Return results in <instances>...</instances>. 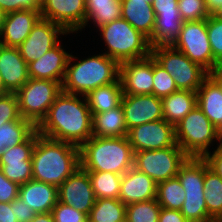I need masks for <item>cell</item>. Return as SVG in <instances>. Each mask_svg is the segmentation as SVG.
<instances>
[{"instance_id":"cell-46","label":"cell","mask_w":222,"mask_h":222,"mask_svg":"<svg viewBox=\"0 0 222 222\" xmlns=\"http://www.w3.org/2000/svg\"><path fill=\"white\" fill-rule=\"evenodd\" d=\"M151 4L156 16L158 14L179 13L178 0H153Z\"/></svg>"},{"instance_id":"cell-30","label":"cell","mask_w":222,"mask_h":222,"mask_svg":"<svg viewBox=\"0 0 222 222\" xmlns=\"http://www.w3.org/2000/svg\"><path fill=\"white\" fill-rule=\"evenodd\" d=\"M183 22L180 13L158 14L152 34V47L172 45L179 37Z\"/></svg>"},{"instance_id":"cell-5","label":"cell","mask_w":222,"mask_h":222,"mask_svg":"<svg viewBox=\"0 0 222 222\" xmlns=\"http://www.w3.org/2000/svg\"><path fill=\"white\" fill-rule=\"evenodd\" d=\"M97 31L106 46L104 54L119 64L151 55L149 39L123 18L105 24Z\"/></svg>"},{"instance_id":"cell-37","label":"cell","mask_w":222,"mask_h":222,"mask_svg":"<svg viewBox=\"0 0 222 222\" xmlns=\"http://www.w3.org/2000/svg\"><path fill=\"white\" fill-rule=\"evenodd\" d=\"M153 76V95L156 97L162 99L178 91L172 76L163 69L154 58Z\"/></svg>"},{"instance_id":"cell-54","label":"cell","mask_w":222,"mask_h":222,"mask_svg":"<svg viewBox=\"0 0 222 222\" xmlns=\"http://www.w3.org/2000/svg\"><path fill=\"white\" fill-rule=\"evenodd\" d=\"M5 93H8V92L4 88V84H3L1 74H0V95L5 94Z\"/></svg>"},{"instance_id":"cell-11","label":"cell","mask_w":222,"mask_h":222,"mask_svg":"<svg viewBox=\"0 0 222 222\" xmlns=\"http://www.w3.org/2000/svg\"><path fill=\"white\" fill-rule=\"evenodd\" d=\"M192 62L199 64L208 73L219 65L214 61L207 33V19L183 22L179 37L172 44Z\"/></svg>"},{"instance_id":"cell-23","label":"cell","mask_w":222,"mask_h":222,"mask_svg":"<svg viewBox=\"0 0 222 222\" xmlns=\"http://www.w3.org/2000/svg\"><path fill=\"white\" fill-rule=\"evenodd\" d=\"M18 197L35 213H48L58 202V187L31 179L19 185Z\"/></svg>"},{"instance_id":"cell-17","label":"cell","mask_w":222,"mask_h":222,"mask_svg":"<svg viewBox=\"0 0 222 222\" xmlns=\"http://www.w3.org/2000/svg\"><path fill=\"white\" fill-rule=\"evenodd\" d=\"M153 57L120 63L119 80L123 95L153 94Z\"/></svg>"},{"instance_id":"cell-36","label":"cell","mask_w":222,"mask_h":222,"mask_svg":"<svg viewBox=\"0 0 222 222\" xmlns=\"http://www.w3.org/2000/svg\"><path fill=\"white\" fill-rule=\"evenodd\" d=\"M160 210L157 199L126 205L125 222H158Z\"/></svg>"},{"instance_id":"cell-20","label":"cell","mask_w":222,"mask_h":222,"mask_svg":"<svg viewBox=\"0 0 222 222\" xmlns=\"http://www.w3.org/2000/svg\"><path fill=\"white\" fill-rule=\"evenodd\" d=\"M0 74L8 93H16L29 80L28 64L18 47L0 44Z\"/></svg>"},{"instance_id":"cell-41","label":"cell","mask_w":222,"mask_h":222,"mask_svg":"<svg viewBox=\"0 0 222 222\" xmlns=\"http://www.w3.org/2000/svg\"><path fill=\"white\" fill-rule=\"evenodd\" d=\"M55 222H88V216L70 205L61 202L52 209Z\"/></svg>"},{"instance_id":"cell-31","label":"cell","mask_w":222,"mask_h":222,"mask_svg":"<svg viewBox=\"0 0 222 222\" xmlns=\"http://www.w3.org/2000/svg\"><path fill=\"white\" fill-rule=\"evenodd\" d=\"M37 127L29 120L20 117L0 126V156L6 150L26 141Z\"/></svg>"},{"instance_id":"cell-50","label":"cell","mask_w":222,"mask_h":222,"mask_svg":"<svg viewBox=\"0 0 222 222\" xmlns=\"http://www.w3.org/2000/svg\"><path fill=\"white\" fill-rule=\"evenodd\" d=\"M30 222H55L52 212L38 213Z\"/></svg>"},{"instance_id":"cell-55","label":"cell","mask_w":222,"mask_h":222,"mask_svg":"<svg viewBox=\"0 0 222 222\" xmlns=\"http://www.w3.org/2000/svg\"><path fill=\"white\" fill-rule=\"evenodd\" d=\"M219 145L220 147H222V127L219 129Z\"/></svg>"},{"instance_id":"cell-18","label":"cell","mask_w":222,"mask_h":222,"mask_svg":"<svg viewBox=\"0 0 222 222\" xmlns=\"http://www.w3.org/2000/svg\"><path fill=\"white\" fill-rule=\"evenodd\" d=\"M121 105L128 131L141 124L164 119L162 100L153 94L123 95Z\"/></svg>"},{"instance_id":"cell-21","label":"cell","mask_w":222,"mask_h":222,"mask_svg":"<svg viewBox=\"0 0 222 222\" xmlns=\"http://www.w3.org/2000/svg\"><path fill=\"white\" fill-rule=\"evenodd\" d=\"M41 18L37 10H18L6 14L0 35V44L7 47H19Z\"/></svg>"},{"instance_id":"cell-1","label":"cell","mask_w":222,"mask_h":222,"mask_svg":"<svg viewBox=\"0 0 222 222\" xmlns=\"http://www.w3.org/2000/svg\"><path fill=\"white\" fill-rule=\"evenodd\" d=\"M92 122L86 97L62 91L37 126V131L47 138L81 147L92 137Z\"/></svg>"},{"instance_id":"cell-51","label":"cell","mask_w":222,"mask_h":222,"mask_svg":"<svg viewBox=\"0 0 222 222\" xmlns=\"http://www.w3.org/2000/svg\"><path fill=\"white\" fill-rule=\"evenodd\" d=\"M206 8L210 15H212L218 8L222 6V0H205Z\"/></svg>"},{"instance_id":"cell-12","label":"cell","mask_w":222,"mask_h":222,"mask_svg":"<svg viewBox=\"0 0 222 222\" xmlns=\"http://www.w3.org/2000/svg\"><path fill=\"white\" fill-rule=\"evenodd\" d=\"M127 137L134 152L178 146L175 137V126L165 119L131 128Z\"/></svg>"},{"instance_id":"cell-25","label":"cell","mask_w":222,"mask_h":222,"mask_svg":"<svg viewBox=\"0 0 222 222\" xmlns=\"http://www.w3.org/2000/svg\"><path fill=\"white\" fill-rule=\"evenodd\" d=\"M197 106L218 130L222 127V92L209 76L197 90Z\"/></svg>"},{"instance_id":"cell-40","label":"cell","mask_w":222,"mask_h":222,"mask_svg":"<svg viewBox=\"0 0 222 222\" xmlns=\"http://www.w3.org/2000/svg\"><path fill=\"white\" fill-rule=\"evenodd\" d=\"M18 100L15 93L0 95V126L20 118Z\"/></svg>"},{"instance_id":"cell-16","label":"cell","mask_w":222,"mask_h":222,"mask_svg":"<svg viewBox=\"0 0 222 222\" xmlns=\"http://www.w3.org/2000/svg\"><path fill=\"white\" fill-rule=\"evenodd\" d=\"M95 200L88 172L81 166L58 187V202L70 205L87 216Z\"/></svg>"},{"instance_id":"cell-34","label":"cell","mask_w":222,"mask_h":222,"mask_svg":"<svg viewBox=\"0 0 222 222\" xmlns=\"http://www.w3.org/2000/svg\"><path fill=\"white\" fill-rule=\"evenodd\" d=\"M96 199H119L122 175L112 172L87 171Z\"/></svg>"},{"instance_id":"cell-44","label":"cell","mask_w":222,"mask_h":222,"mask_svg":"<svg viewBox=\"0 0 222 222\" xmlns=\"http://www.w3.org/2000/svg\"><path fill=\"white\" fill-rule=\"evenodd\" d=\"M203 158L207 161L209 168L222 179V147L217 145L212 153L209 151Z\"/></svg>"},{"instance_id":"cell-47","label":"cell","mask_w":222,"mask_h":222,"mask_svg":"<svg viewBox=\"0 0 222 222\" xmlns=\"http://www.w3.org/2000/svg\"><path fill=\"white\" fill-rule=\"evenodd\" d=\"M158 222H189L179 210L162 208Z\"/></svg>"},{"instance_id":"cell-53","label":"cell","mask_w":222,"mask_h":222,"mask_svg":"<svg viewBox=\"0 0 222 222\" xmlns=\"http://www.w3.org/2000/svg\"><path fill=\"white\" fill-rule=\"evenodd\" d=\"M212 15L217 19L222 20V6L218 8Z\"/></svg>"},{"instance_id":"cell-13","label":"cell","mask_w":222,"mask_h":222,"mask_svg":"<svg viewBox=\"0 0 222 222\" xmlns=\"http://www.w3.org/2000/svg\"><path fill=\"white\" fill-rule=\"evenodd\" d=\"M60 35H68V33L60 25L40 18L27 38L18 47L22 58L27 64L39 59L61 42Z\"/></svg>"},{"instance_id":"cell-27","label":"cell","mask_w":222,"mask_h":222,"mask_svg":"<svg viewBox=\"0 0 222 222\" xmlns=\"http://www.w3.org/2000/svg\"><path fill=\"white\" fill-rule=\"evenodd\" d=\"M161 100L164 119L168 123L176 126L197 106V92L178 90Z\"/></svg>"},{"instance_id":"cell-22","label":"cell","mask_w":222,"mask_h":222,"mask_svg":"<svg viewBox=\"0 0 222 222\" xmlns=\"http://www.w3.org/2000/svg\"><path fill=\"white\" fill-rule=\"evenodd\" d=\"M157 183L147 174L132 167L122 175L119 199L125 204L156 199Z\"/></svg>"},{"instance_id":"cell-19","label":"cell","mask_w":222,"mask_h":222,"mask_svg":"<svg viewBox=\"0 0 222 222\" xmlns=\"http://www.w3.org/2000/svg\"><path fill=\"white\" fill-rule=\"evenodd\" d=\"M70 55L62 42H59L39 59L28 64L29 78L47 79L62 84Z\"/></svg>"},{"instance_id":"cell-42","label":"cell","mask_w":222,"mask_h":222,"mask_svg":"<svg viewBox=\"0 0 222 222\" xmlns=\"http://www.w3.org/2000/svg\"><path fill=\"white\" fill-rule=\"evenodd\" d=\"M42 0H0V9L6 14L18 10L41 11Z\"/></svg>"},{"instance_id":"cell-2","label":"cell","mask_w":222,"mask_h":222,"mask_svg":"<svg viewBox=\"0 0 222 222\" xmlns=\"http://www.w3.org/2000/svg\"><path fill=\"white\" fill-rule=\"evenodd\" d=\"M32 179L59 187L79 166L80 147L42 136L36 130Z\"/></svg>"},{"instance_id":"cell-26","label":"cell","mask_w":222,"mask_h":222,"mask_svg":"<svg viewBox=\"0 0 222 222\" xmlns=\"http://www.w3.org/2000/svg\"><path fill=\"white\" fill-rule=\"evenodd\" d=\"M93 137H124L127 136L124 111L122 105L102 113L92 114Z\"/></svg>"},{"instance_id":"cell-7","label":"cell","mask_w":222,"mask_h":222,"mask_svg":"<svg viewBox=\"0 0 222 222\" xmlns=\"http://www.w3.org/2000/svg\"><path fill=\"white\" fill-rule=\"evenodd\" d=\"M175 137L189 157H204L213 142L219 141V130L196 106L175 126Z\"/></svg>"},{"instance_id":"cell-28","label":"cell","mask_w":222,"mask_h":222,"mask_svg":"<svg viewBox=\"0 0 222 222\" xmlns=\"http://www.w3.org/2000/svg\"><path fill=\"white\" fill-rule=\"evenodd\" d=\"M123 89L118 79L116 82L100 86L90 91L85 97L92 114L109 111L121 104Z\"/></svg>"},{"instance_id":"cell-29","label":"cell","mask_w":222,"mask_h":222,"mask_svg":"<svg viewBox=\"0 0 222 222\" xmlns=\"http://www.w3.org/2000/svg\"><path fill=\"white\" fill-rule=\"evenodd\" d=\"M85 27L92 22L96 28L121 18V0H85Z\"/></svg>"},{"instance_id":"cell-48","label":"cell","mask_w":222,"mask_h":222,"mask_svg":"<svg viewBox=\"0 0 222 222\" xmlns=\"http://www.w3.org/2000/svg\"><path fill=\"white\" fill-rule=\"evenodd\" d=\"M0 222H17L15 200L11 203L0 202Z\"/></svg>"},{"instance_id":"cell-15","label":"cell","mask_w":222,"mask_h":222,"mask_svg":"<svg viewBox=\"0 0 222 222\" xmlns=\"http://www.w3.org/2000/svg\"><path fill=\"white\" fill-rule=\"evenodd\" d=\"M36 143V131L24 142L6 150L0 156V169L12 182L25 184L32 179V152Z\"/></svg>"},{"instance_id":"cell-3","label":"cell","mask_w":222,"mask_h":222,"mask_svg":"<svg viewBox=\"0 0 222 222\" xmlns=\"http://www.w3.org/2000/svg\"><path fill=\"white\" fill-rule=\"evenodd\" d=\"M76 58L71 53L62 82L65 93L86 96L90 91L119 79L120 64L104 53L79 61H75Z\"/></svg>"},{"instance_id":"cell-32","label":"cell","mask_w":222,"mask_h":222,"mask_svg":"<svg viewBox=\"0 0 222 222\" xmlns=\"http://www.w3.org/2000/svg\"><path fill=\"white\" fill-rule=\"evenodd\" d=\"M126 205L120 199L100 198L88 216V222H125Z\"/></svg>"},{"instance_id":"cell-56","label":"cell","mask_w":222,"mask_h":222,"mask_svg":"<svg viewBox=\"0 0 222 222\" xmlns=\"http://www.w3.org/2000/svg\"><path fill=\"white\" fill-rule=\"evenodd\" d=\"M145 2L152 3L153 0H144Z\"/></svg>"},{"instance_id":"cell-52","label":"cell","mask_w":222,"mask_h":222,"mask_svg":"<svg viewBox=\"0 0 222 222\" xmlns=\"http://www.w3.org/2000/svg\"><path fill=\"white\" fill-rule=\"evenodd\" d=\"M5 17H6V13L0 9V35H1L2 29H3Z\"/></svg>"},{"instance_id":"cell-43","label":"cell","mask_w":222,"mask_h":222,"mask_svg":"<svg viewBox=\"0 0 222 222\" xmlns=\"http://www.w3.org/2000/svg\"><path fill=\"white\" fill-rule=\"evenodd\" d=\"M19 185L10 181L0 169V202L11 203L18 197Z\"/></svg>"},{"instance_id":"cell-10","label":"cell","mask_w":222,"mask_h":222,"mask_svg":"<svg viewBox=\"0 0 222 222\" xmlns=\"http://www.w3.org/2000/svg\"><path fill=\"white\" fill-rule=\"evenodd\" d=\"M189 156L179 147L172 146L157 150L134 152V165L157 184L177 177L180 166Z\"/></svg>"},{"instance_id":"cell-49","label":"cell","mask_w":222,"mask_h":222,"mask_svg":"<svg viewBox=\"0 0 222 222\" xmlns=\"http://www.w3.org/2000/svg\"><path fill=\"white\" fill-rule=\"evenodd\" d=\"M208 76L217 84L222 92V66H218L208 73Z\"/></svg>"},{"instance_id":"cell-24","label":"cell","mask_w":222,"mask_h":222,"mask_svg":"<svg viewBox=\"0 0 222 222\" xmlns=\"http://www.w3.org/2000/svg\"><path fill=\"white\" fill-rule=\"evenodd\" d=\"M121 18L145 35L152 47L156 15L151 3L144 0H121Z\"/></svg>"},{"instance_id":"cell-8","label":"cell","mask_w":222,"mask_h":222,"mask_svg":"<svg viewBox=\"0 0 222 222\" xmlns=\"http://www.w3.org/2000/svg\"><path fill=\"white\" fill-rule=\"evenodd\" d=\"M151 55L172 76L178 90L197 92L202 82L208 77V72L204 68L192 62L172 45L152 47Z\"/></svg>"},{"instance_id":"cell-57","label":"cell","mask_w":222,"mask_h":222,"mask_svg":"<svg viewBox=\"0 0 222 222\" xmlns=\"http://www.w3.org/2000/svg\"><path fill=\"white\" fill-rule=\"evenodd\" d=\"M210 222H221L220 220H212Z\"/></svg>"},{"instance_id":"cell-45","label":"cell","mask_w":222,"mask_h":222,"mask_svg":"<svg viewBox=\"0 0 222 222\" xmlns=\"http://www.w3.org/2000/svg\"><path fill=\"white\" fill-rule=\"evenodd\" d=\"M36 214L21 198L17 197L15 199V216L17 222H30Z\"/></svg>"},{"instance_id":"cell-6","label":"cell","mask_w":222,"mask_h":222,"mask_svg":"<svg viewBox=\"0 0 222 222\" xmlns=\"http://www.w3.org/2000/svg\"><path fill=\"white\" fill-rule=\"evenodd\" d=\"M209 168L203 157H188L180 166L177 177L185 191L180 212L189 222H210L205 203L204 176Z\"/></svg>"},{"instance_id":"cell-33","label":"cell","mask_w":222,"mask_h":222,"mask_svg":"<svg viewBox=\"0 0 222 222\" xmlns=\"http://www.w3.org/2000/svg\"><path fill=\"white\" fill-rule=\"evenodd\" d=\"M205 203L213 220H222V179L210 168L204 176Z\"/></svg>"},{"instance_id":"cell-9","label":"cell","mask_w":222,"mask_h":222,"mask_svg":"<svg viewBox=\"0 0 222 222\" xmlns=\"http://www.w3.org/2000/svg\"><path fill=\"white\" fill-rule=\"evenodd\" d=\"M61 92L62 84L60 82L29 78L15 93L20 116L37 127Z\"/></svg>"},{"instance_id":"cell-35","label":"cell","mask_w":222,"mask_h":222,"mask_svg":"<svg viewBox=\"0 0 222 222\" xmlns=\"http://www.w3.org/2000/svg\"><path fill=\"white\" fill-rule=\"evenodd\" d=\"M156 199L162 208L180 211L185 201V191L178 177L158 183Z\"/></svg>"},{"instance_id":"cell-14","label":"cell","mask_w":222,"mask_h":222,"mask_svg":"<svg viewBox=\"0 0 222 222\" xmlns=\"http://www.w3.org/2000/svg\"><path fill=\"white\" fill-rule=\"evenodd\" d=\"M85 0H42L41 18L60 25L68 34L82 31L86 18Z\"/></svg>"},{"instance_id":"cell-38","label":"cell","mask_w":222,"mask_h":222,"mask_svg":"<svg viewBox=\"0 0 222 222\" xmlns=\"http://www.w3.org/2000/svg\"><path fill=\"white\" fill-rule=\"evenodd\" d=\"M178 9L184 22L205 20L210 16L205 0H178Z\"/></svg>"},{"instance_id":"cell-39","label":"cell","mask_w":222,"mask_h":222,"mask_svg":"<svg viewBox=\"0 0 222 222\" xmlns=\"http://www.w3.org/2000/svg\"><path fill=\"white\" fill-rule=\"evenodd\" d=\"M207 33L214 61L222 66V20L210 15L207 18Z\"/></svg>"},{"instance_id":"cell-4","label":"cell","mask_w":222,"mask_h":222,"mask_svg":"<svg viewBox=\"0 0 222 222\" xmlns=\"http://www.w3.org/2000/svg\"><path fill=\"white\" fill-rule=\"evenodd\" d=\"M134 165V151L127 136L91 137L80 147V166L86 171L123 175Z\"/></svg>"}]
</instances>
